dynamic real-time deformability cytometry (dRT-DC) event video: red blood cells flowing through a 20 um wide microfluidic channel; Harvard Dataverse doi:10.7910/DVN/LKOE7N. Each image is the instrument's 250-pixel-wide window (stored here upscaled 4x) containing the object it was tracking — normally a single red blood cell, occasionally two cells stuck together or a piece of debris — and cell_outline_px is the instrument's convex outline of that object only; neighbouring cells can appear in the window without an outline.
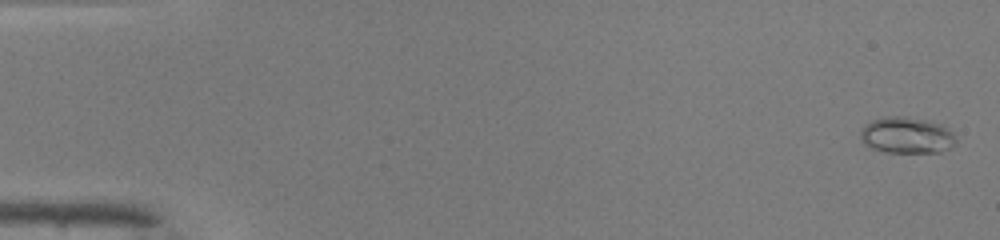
{"species": "common noctule bat (a hibernating species)", "species_latin": "Nyctalus noctula", "temperature_condition": "warm", "stored_images_in_passage": 50, "camera_frame_rate_fps": 3000, "um_per_image_px": 0.085, "animal": {"sex": "male", "body_mass_g": 19.0, "forearm_length_mm": 50.8}, "frame": {"image": 1, "passage_image": 2, "time_ms": 0.333, "image_size_px": [1000, 240], "cell_outline_px": [[956, 144], [952, 148], [940, 152], [884, 152], [872, 148], [864, 144], [860, 136], [860, 132], [864, 124], [872, 120], [888, 116], [900, 116], [924, 120], [944, 124], [956, 136]], "centroid_in_image_um": [77.09, 11.5], "position_along_channel_um": 7.9, "area_um2": 20.4}}
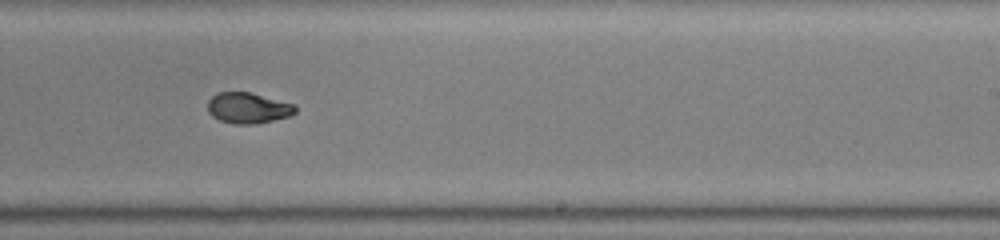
{"frame": {"image": 2, "passage_image": 32, "time_ms": 10.333, "image_size_px": [1000, 240], "cell_outline_px": [[296, 112], [288, 116], [256, 124], [236, 124], [220, 120], [212, 116], [208, 112], [208, 100], [212, 96], [220, 92], [248, 92], [296, 104]], "centroid_in_image_um": [21.08, 9.18], "position_along_channel_um": 267.9, "area_um2": 15.61}}
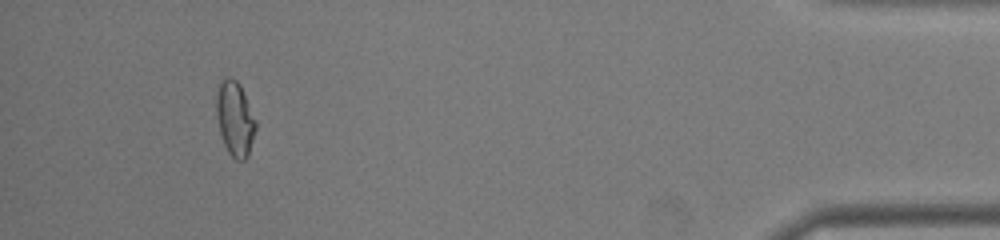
{"frame": {"image": 3, "passage_image": 47, "time_ms": 15.333, "image_size_px": [1000, 240], "cell_outline_px": [[256, 128], [248, 156], [244, 160], [236, 160], [228, 152], [224, 144], [220, 132], [216, 116], [216, 96], [220, 80], [224, 76], [232, 76], [240, 84], [256, 120]], "centroid_in_image_um": [19.96, 10.05], "position_along_channel_um": 415.2, "area_um2": 17.28}, "authors_computed_cell_mechanics": {"area_um2": 16.5886, "velocity_mm_per_s": 4.1565, "shape_relaxation_time_tau1_ms": null, "shape_relaxation_time_tau2_ms": 1.8609, "deformation_change_tau1": null, "deformation_change_tau2": 0.0507}}